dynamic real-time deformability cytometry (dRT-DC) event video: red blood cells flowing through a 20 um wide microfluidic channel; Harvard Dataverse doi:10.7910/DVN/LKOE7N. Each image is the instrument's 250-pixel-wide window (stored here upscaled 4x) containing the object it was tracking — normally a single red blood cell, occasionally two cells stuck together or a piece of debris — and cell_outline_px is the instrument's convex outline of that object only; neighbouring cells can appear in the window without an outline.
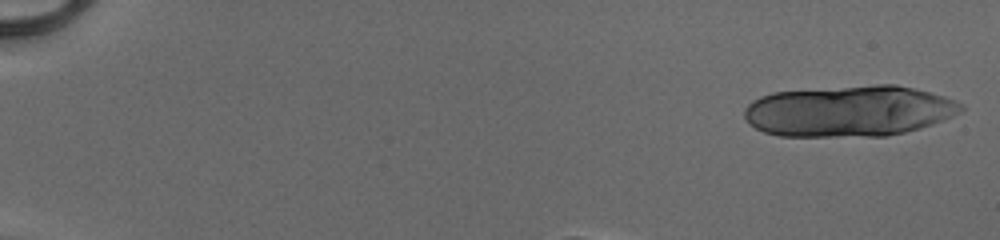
{"species": "human", "species_latin": "Homo sapiens", "temperature_condition": "cold", "stored_images_in_passage": 38, "segment_of_instrument_passage": [1, 2], "camera_frame_rate_fps": 3000, "um_per_image_px": 0.085, "donor": {"sex": "male"}, "frame": {"image": 1, "passage_image": 1, "time_ms": 0.0, "image_size_px": [1000, 240], "cell_outline_px": [[964, 108], [960, 112], [952, 116], [932, 124], [920, 128], [888, 136], [780, 136], [764, 132], [756, 128], [744, 116], [744, 108], [752, 100], [760, 96], [772, 92], [876, 84], [896, 84], [944, 96], [956, 100], [964, 104]], "centroid_in_image_um": [72.18, 9.43], "position_along_channel_um": 12.8, "area_um2": 64.56}}